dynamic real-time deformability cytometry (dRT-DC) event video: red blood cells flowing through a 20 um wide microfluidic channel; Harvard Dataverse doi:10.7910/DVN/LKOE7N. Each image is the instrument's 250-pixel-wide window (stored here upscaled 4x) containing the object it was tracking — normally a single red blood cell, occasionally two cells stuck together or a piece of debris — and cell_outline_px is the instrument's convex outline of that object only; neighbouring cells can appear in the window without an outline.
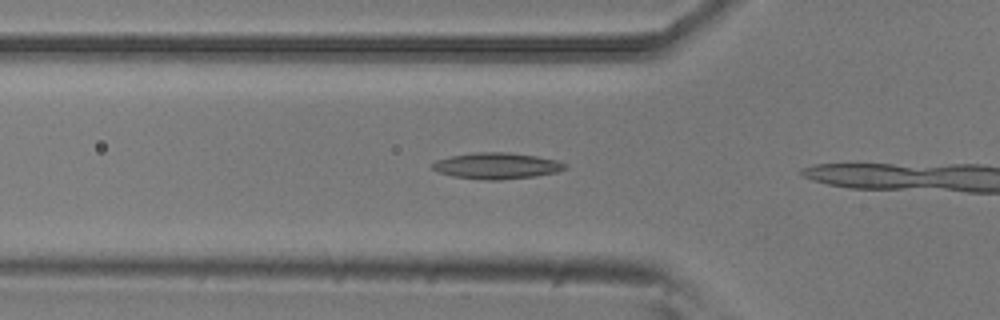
{"species": "common noctule bat (a hibernating species)", "species_latin": "Nyctalus noctula", "temperature_condition": "room temperature", "stored_images_in_passage": 3, "camera_frame_rate_fps": 3000, "um_per_image_px": 0.085, "animal": {"sex": "male", "body_mass_g": 20.5, "forearm_length_mm": 52.5}, "frame": {"image": 1, "passage_image": 2, "time_ms": 0.333, "image_size_px": [1000, 320], "cell_outline_px": [[568, 168], [556, 172], [536, 176], [500, 180], [484, 180], [452, 176], [436, 172], [432, 168], [432, 164], [436, 160], [452, 156], [476, 152], [508, 152], [536, 156], [556, 160], [568, 164]], "centroid_in_image_um": [42.23, 14.1], "position_along_channel_um": 83.6, "area_um2": 20.35}}